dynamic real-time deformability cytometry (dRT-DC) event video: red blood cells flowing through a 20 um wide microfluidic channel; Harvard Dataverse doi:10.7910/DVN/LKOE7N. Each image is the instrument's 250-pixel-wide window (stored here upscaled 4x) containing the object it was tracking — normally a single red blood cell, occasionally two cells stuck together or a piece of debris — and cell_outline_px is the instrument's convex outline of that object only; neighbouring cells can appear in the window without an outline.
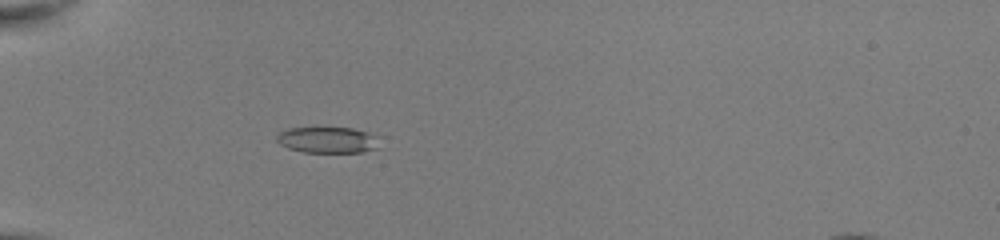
{"species": "common noctule bat (a hibernating species)", "species_latin": "Nyctalus noctula", "temperature_condition": "room temperature", "stored_images_in_passage": 51, "camera_frame_rate_fps": 3000, "um_per_image_px": 0.085, "animal": {"sex": "female", "body_mass_g": 22.0, "forearm_length_mm": 56.7}, "frame": {"image": 1, "passage_image": 17, "time_ms": 5.333, "image_size_px": [1000, 240], "cell_outline_px": [[380, 136], [376, 148], [360, 152], [304, 152], [288, 148], [280, 144], [276, 140], [276, 136], [280, 132], [288, 128], [316, 124], [352, 128], [368, 132]], "centroid_in_image_um": [27.81, 11.83], "position_along_channel_um": 57.2, "area_um2": 16.53}}
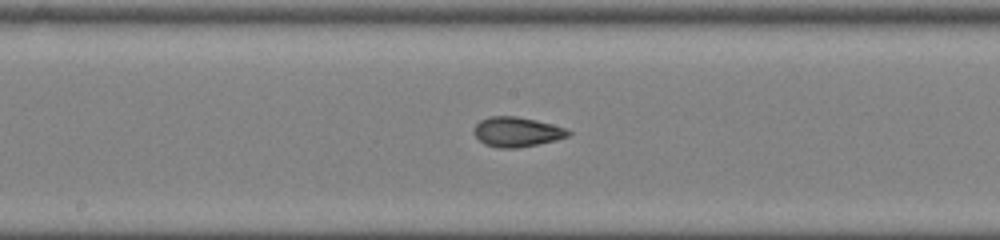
{"frame": {"image": 2, "passage_image": 29, "time_ms": 9.333, "image_size_px": [1000, 240], "cell_outline_px": [[572, 132], [568, 136], [556, 140], [516, 148], [500, 148], [484, 144], [472, 132], [476, 124], [480, 120], [488, 116], [516, 116], [536, 120], [568, 128]], "centroid_in_image_um": [43.93, 11.2], "position_along_channel_um": 204.3, "area_um2": 16.42}}
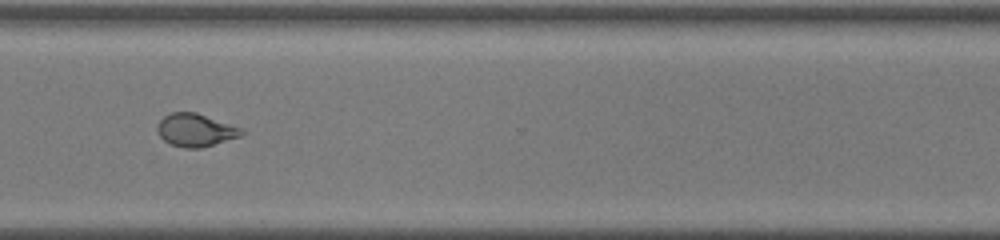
{"frame": {"image": 3, "passage_image": 40, "time_ms": 13.0, "image_size_px": [1000, 240], "cell_outline_px": [[244, 132], [240, 136], [200, 148], [184, 148], [172, 144], [164, 140], [160, 136], [156, 128], [156, 124], [164, 116], [172, 112], [196, 112], [244, 128]], "centroid_in_image_um": [16.62, 11.04], "position_along_channel_um": 354.0, "area_um2": 16.13}, "authors_computed_cell_mechanics": {"area_um2": 16.8198, "velocity_mm_per_s": 4.0787, "shape_relaxation_time_tau1_ms": 8.9658, "shape_relaxation_time_tau2_ms": 1.0997, "deformation_change_tau1": 0.2292, "deformation_change_tau2": 0.0686}}